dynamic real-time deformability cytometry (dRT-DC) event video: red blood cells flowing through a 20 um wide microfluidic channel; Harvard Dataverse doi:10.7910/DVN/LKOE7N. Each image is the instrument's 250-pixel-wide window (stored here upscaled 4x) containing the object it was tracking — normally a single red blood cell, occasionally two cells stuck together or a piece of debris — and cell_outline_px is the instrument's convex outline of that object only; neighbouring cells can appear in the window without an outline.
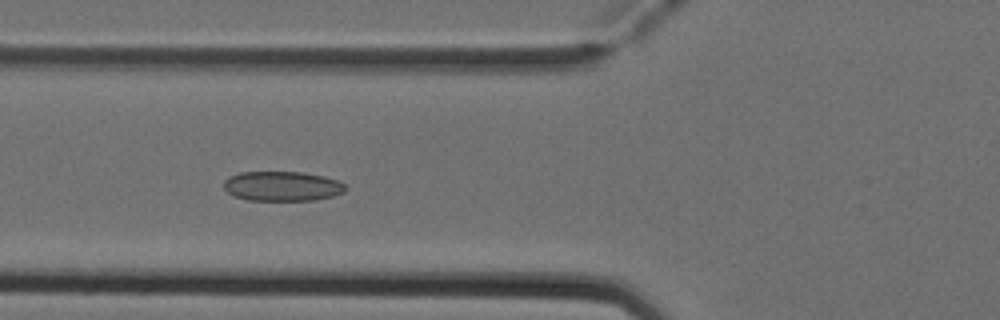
{"species": "Egyptian fruit bat (a non-hibernating species)", "species_latin": "Rousettus aegyptiacus", "temperature_condition": "cold", "stored_images_in_passage": 7, "camera_frame_rate_fps": 3000, "um_per_image_px": 0.085, "animal": {"sex": "female"}, "frame": {"image": 1, "passage_image": 5, "time_ms": 1.333, "image_size_px": [1000, 320], "cell_outline_px": [[348, 188], [344, 192], [332, 196], [312, 200], [248, 200], [236, 196], [228, 192], [224, 188], [224, 180], [228, 176], [240, 172], [304, 172], [324, 176], [336, 180], [344, 184]], "centroid_in_image_um": [23.99, 15.81], "position_along_channel_um": 101.8, "area_um2": 21.04}}
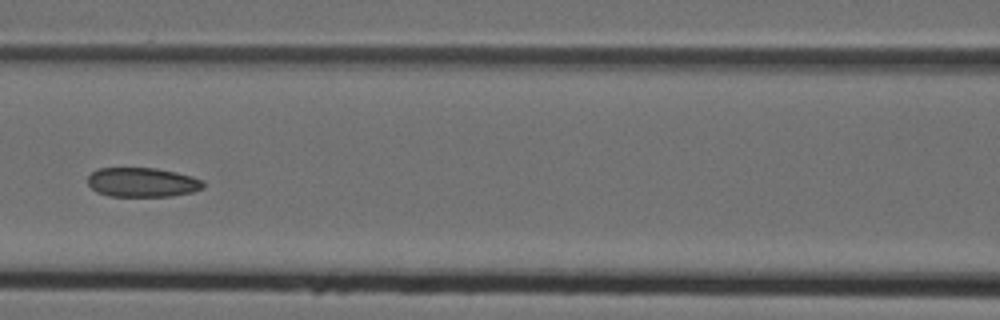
{"frame": {"image": 2, "passage_image": 6, "time_ms": 1.667, "image_size_px": [1000, 320], "cell_outline_px": [[204, 188], [192, 192], [172, 196], [108, 196], [96, 192], [88, 184], [88, 176], [92, 172], [100, 168], [156, 168], [176, 172], [192, 176], [204, 180]], "centroid_in_image_um": [12.12, 15.5], "position_along_channel_um": 154.5, "area_um2": 19.88}}
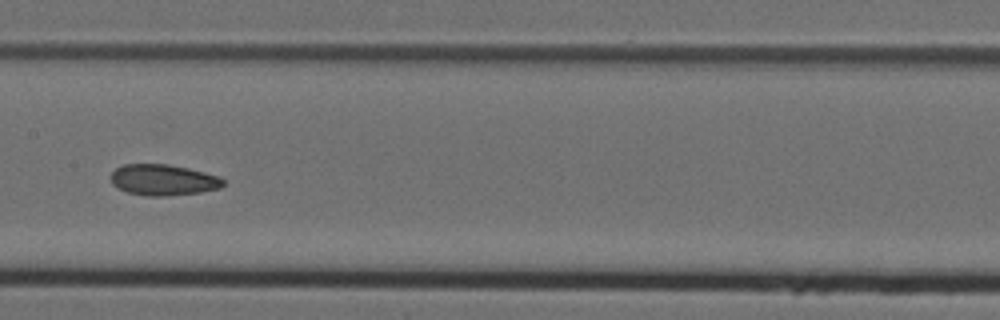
{"frame": {"image": 3, "passage_image": 7, "time_ms": 2.0, "image_size_px": [1000, 320], "cell_outline_px": [[224, 184], [220, 188], [200, 192], [168, 196], [144, 196], [128, 192], [112, 184], [112, 172], [116, 168], [124, 164], [168, 164], [188, 168], [220, 176], [224, 180]], "centroid_in_image_um": [13.9, 15.29], "position_along_channel_um": 193.5, "area_um2": 20.29}}